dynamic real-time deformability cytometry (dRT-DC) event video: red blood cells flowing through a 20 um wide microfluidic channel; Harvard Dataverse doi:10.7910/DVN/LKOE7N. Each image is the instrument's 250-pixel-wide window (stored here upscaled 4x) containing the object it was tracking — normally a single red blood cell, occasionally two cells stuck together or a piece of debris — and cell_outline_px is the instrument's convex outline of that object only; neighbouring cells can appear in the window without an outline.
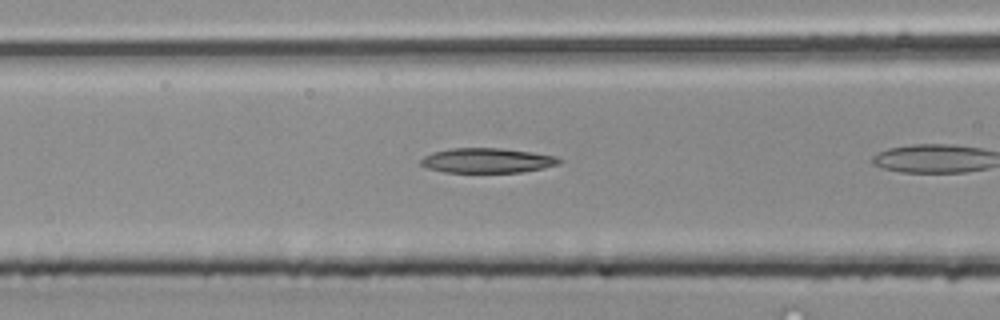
{"species": "common noctule bat (a hibernating species)", "species_latin": "Nyctalus noctula", "temperature_condition": "room temperature", "stored_images_in_passage": 13, "camera_frame_rate_fps": 3000, "um_per_image_px": 0.085, "animal": {"sex": "male", "body_mass_g": 20.4}, "frame": {"image": 1, "passage_image": 11, "time_ms": 3.333, "image_size_px": [1000, 320], "cell_outline_px": [[564, 160], [560, 164], [544, 168], [520, 172], [444, 172], [424, 168], [420, 164], [420, 160], [424, 156], [432, 152], [452, 148], [500, 148], [532, 152], [556, 156]], "centroid_in_image_um": [41.41, 13.64], "position_along_channel_um": 125.2, "area_um2": 20.17}}